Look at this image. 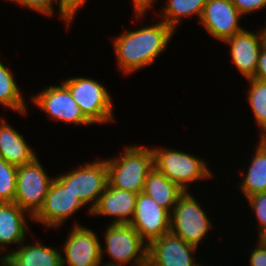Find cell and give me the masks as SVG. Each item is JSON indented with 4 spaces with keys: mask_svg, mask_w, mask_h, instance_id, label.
<instances>
[{
    "mask_svg": "<svg viewBox=\"0 0 266 266\" xmlns=\"http://www.w3.org/2000/svg\"><path fill=\"white\" fill-rule=\"evenodd\" d=\"M135 30L122 31L112 38L117 69L124 75L133 74L155 63L167 49L175 31L163 20Z\"/></svg>",
    "mask_w": 266,
    "mask_h": 266,
    "instance_id": "obj_1",
    "label": "cell"
},
{
    "mask_svg": "<svg viewBox=\"0 0 266 266\" xmlns=\"http://www.w3.org/2000/svg\"><path fill=\"white\" fill-rule=\"evenodd\" d=\"M125 146L118 156L105 158L108 183L115 188L139 194L143 192L146 177L154 168L153 151L150 146L143 144Z\"/></svg>",
    "mask_w": 266,
    "mask_h": 266,
    "instance_id": "obj_2",
    "label": "cell"
},
{
    "mask_svg": "<svg viewBox=\"0 0 266 266\" xmlns=\"http://www.w3.org/2000/svg\"><path fill=\"white\" fill-rule=\"evenodd\" d=\"M154 155V167L183 191L200 180H209L214 173L207 161L194 154L173 148L151 146ZM211 170V171H210Z\"/></svg>",
    "mask_w": 266,
    "mask_h": 266,
    "instance_id": "obj_3",
    "label": "cell"
},
{
    "mask_svg": "<svg viewBox=\"0 0 266 266\" xmlns=\"http://www.w3.org/2000/svg\"><path fill=\"white\" fill-rule=\"evenodd\" d=\"M103 232L105 247L101 243V259L109 257L103 266H147L148 245L130 224H108Z\"/></svg>",
    "mask_w": 266,
    "mask_h": 266,
    "instance_id": "obj_4",
    "label": "cell"
},
{
    "mask_svg": "<svg viewBox=\"0 0 266 266\" xmlns=\"http://www.w3.org/2000/svg\"><path fill=\"white\" fill-rule=\"evenodd\" d=\"M61 82L69 89L82 113L93 125L114 124L116 119L112 96L103 82L86 76L68 77Z\"/></svg>",
    "mask_w": 266,
    "mask_h": 266,
    "instance_id": "obj_5",
    "label": "cell"
},
{
    "mask_svg": "<svg viewBox=\"0 0 266 266\" xmlns=\"http://www.w3.org/2000/svg\"><path fill=\"white\" fill-rule=\"evenodd\" d=\"M86 206L89 214L108 184L106 159L97 158L55 176Z\"/></svg>",
    "mask_w": 266,
    "mask_h": 266,
    "instance_id": "obj_6",
    "label": "cell"
},
{
    "mask_svg": "<svg viewBox=\"0 0 266 266\" xmlns=\"http://www.w3.org/2000/svg\"><path fill=\"white\" fill-rule=\"evenodd\" d=\"M191 193L185 191L176 202L170 216V231L198 247L207 238L208 231L213 230L214 224L211 223L206 208Z\"/></svg>",
    "mask_w": 266,
    "mask_h": 266,
    "instance_id": "obj_7",
    "label": "cell"
},
{
    "mask_svg": "<svg viewBox=\"0 0 266 266\" xmlns=\"http://www.w3.org/2000/svg\"><path fill=\"white\" fill-rule=\"evenodd\" d=\"M38 156L17 169L14 202L34 217L42 208L55 176H49Z\"/></svg>",
    "mask_w": 266,
    "mask_h": 266,
    "instance_id": "obj_8",
    "label": "cell"
},
{
    "mask_svg": "<svg viewBox=\"0 0 266 266\" xmlns=\"http://www.w3.org/2000/svg\"><path fill=\"white\" fill-rule=\"evenodd\" d=\"M31 103L47 114L52 120L75 126L93 125L82 113L79 105L73 99L69 89L61 82V85L43 87L31 97ZM77 124V125H76Z\"/></svg>",
    "mask_w": 266,
    "mask_h": 266,
    "instance_id": "obj_9",
    "label": "cell"
},
{
    "mask_svg": "<svg viewBox=\"0 0 266 266\" xmlns=\"http://www.w3.org/2000/svg\"><path fill=\"white\" fill-rule=\"evenodd\" d=\"M92 229L75 221L61 252L62 266H103L101 240Z\"/></svg>",
    "mask_w": 266,
    "mask_h": 266,
    "instance_id": "obj_10",
    "label": "cell"
},
{
    "mask_svg": "<svg viewBox=\"0 0 266 266\" xmlns=\"http://www.w3.org/2000/svg\"><path fill=\"white\" fill-rule=\"evenodd\" d=\"M84 207L85 205L68 187H65L55 177L49 187L42 208L33 217L32 222L41 223L48 229H57Z\"/></svg>",
    "mask_w": 266,
    "mask_h": 266,
    "instance_id": "obj_11",
    "label": "cell"
},
{
    "mask_svg": "<svg viewBox=\"0 0 266 266\" xmlns=\"http://www.w3.org/2000/svg\"><path fill=\"white\" fill-rule=\"evenodd\" d=\"M197 248L169 231L148 245L147 266H201L195 259Z\"/></svg>",
    "mask_w": 266,
    "mask_h": 266,
    "instance_id": "obj_12",
    "label": "cell"
},
{
    "mask_svg": "<svg viewBox=\"0 0 266 266\" xmlns=\"http://www.w3.org/2000/svg\"><path fill=\"white\" fill-rule=\"evenodd\" d=\"M242 18L232 0H207L198 22L212 38L224 42L244 29Z\"/></svg>",
    "mask_w": 266,
    "mask_h": 266,
    "instance_id": "obj_13",
    "label": "cell"
},
{
    "mask_svg": "<svg viewBox=\"0 0 266 266\" xmlns=\"http://www.w3.org/2000/svg\"><path fill=\"white\" fill-rule=\"evenodd\" d=\"M171 213L144 192L137 196L134 217L130 225L139 233L141 239L149 245L170 231Z\"/></svg>",
    "mask_w": 266,
    "mask_h": 266,
    "instance_id": "obj_14",
    "label": "cell"
},
{
    "mask_svg": "<svg viewBox=\"0 0 266 266\" xmlns=\"http://www.w3.org/2000/svg\"><path fill=\"white\" fill-rule=\"evenodd\" d=\"M253 31L244 28L223 42L229 46L231 62L245 79L255 75L261 48L266 43L263 28L257 33Z\"/></svg>",
    "mask_w": 266,
    "mask_h": 266,
    "instance_id": "obj_15",
    "label": "cell"
},
{
    "mask_svg": "<svg viewBox=\"0 0 266 266\" xmlns=\"http://www.w3.org/2000/svg\"><path fill=\"white\" fill-rule=\"evenodd\" d=\"M138 194L121 190L107 184L97 204L91 210L92 216L112 217L111 224H130L134 217Z\"/></svg>",
    "mask_w": 266,
    "mask_h": 266,
    "instance_id": "obj_16",
    "label": "cell"
},
{
    "mask_svg": "<svg viewBox=\"0 0 266 266\" xmlns=\"http://www.w3.org/2000/svg\"><path fill=\"white\" fill-rule=\"evenodd\" d=\"M25 216L33 221V217L15 202H0V259L9 253L10 244L20 245L29 237V222Z\"/></svg>",
    "mask_w": 266,
    "mask_h": 266,
    "instance_id": "obj_17",
    "label": "cell"
},
{
    "mask_svg": "<svg viewBox=\"0 0 266 266\" xmlns=\"http://www.w3.org/2000/svg\"><path fill=\"white\" fill-rule=\"evenodd\" d=\"M25 242L4 257L9 266H62L58 248L43 245L38 239L34 244Z\"/></svg>",
    "mask_w": 266,
    "mask_h": 266,
    "instance_id": "obj_18",
    "label": "cell"
},
{
    "mask_svg": "<svg viewBox=\"0 0 266 266\" xmlns=\"http://www.w3.org/2000/svg\"><path fill=\"white\" fill-rule=\"evenodd\" d=\"M0 117V158L16 167L32 162L37 153L7 119Z\"/></svg>",
    "mask_w": 266,
    "mask_h": 266,
    "instance_id": "obj_19",
    "label": "cell"
},
{
    "mask_svg": "<svg viewBox=\"0 0 266 266\" xmlns=\"http://www.w3.org/2000/svg\"><path fill=\"white\" fill-rule=\"evenodd\" d=\"M258 145L254 154L251 156L248 169L245 172L240 171L239 175L242 176V181L238 183L239 190L244 195L245 199L255 193L266 191V138H258Z\"/></svg>",
    "mask_w": 266,
    "mask_h": 266,
    "instance_id": "obj_20",
    "label": "cell"
},
{
    "mask_svg": "<svg viewBox=\"0 0 266 266\" xmlns=\"http://www.w3.org/2000/svg\"><path fill=\"white\" fill-rule=\"evenodd\" d=\"M143 192L171 213L185 191L154 167L146 177Z\"/></svg>",
    "mask_w": 266,
    "mask_h": 266,
    "instance_id": "obj_21",
    "label": "cell"
},
{
    "mask_svg": "<svg viewBox=\"0 0 266 266\" xmlns=\"http://www.w3.org/2000/svg\"><path fill=\"white\" fill-rule=\"evenodd\" d=\"M0 59V105L21 116L27 115L28 107L24 95L17 85L11 68Z\"/></svg>",
    "mask_w": 266,
    "mask_h": 266,
    "instance_id": "obj_22",
    "label": "cell"
},
{
    "mask_svg": "<svg viewBox=\"0 0 266 266\" xmlns=\"http://www.w3.org/2000/svg\"><path fill=\"white\" fill-rule=\"evenodd\" d=\"M207 0H167L162 7L159 18L174 31L182 24L183 19L197 16L200 20ZM181 23V24H180Z\"/></svg>",
    "mask_w": 266,
    "mask_h": 266,
    "instance_id": "obj_23",
    "label": "cell"
},
{
    "mask_svg": "<svg viewBox=\"0 0 266 266\" xmlns=\"http://www.w3.org/2000/svg\"><path fill=\"white\" fill-rule=\"evenodd\" d=\"M246 99L259 128V137L266 138V81L249 78Z\"/></svg>",
    "mask_w": 266,
    "mask_h": 266,
    "instance_id": "obj_24",
    "label": "cell"
},
{
    "mask_svg": "<svg viewBox=\"0 0 266 266\" xmlns=\"http://www.w3.org/2000/svg\"><path fill=\"white\" fill-rule=\"evenodd\" d=\"M7 2H11L16 4L17 6H22V8H26L28 10H32L35 13L42 14L43 16L46 15L45 17H53L55 14L54 12V5L58 4V18H60L64 23L67 29H70V25L72 26V23L74 22L71 21L60 9V3L59 0H5ZM71 23V24H70Z\"/></svg>",
    "mask_w": 266,
    "mask_h": 266,
    "instance_id": "obj_25",
    "label": "cell"
},
{
    "mask_svg": "<svg viewBox=\"0 0 266 266\" xmlns=\"http://www.w3.org/2000/svg\"><path fill=\"white\" fill-rule=\"evenodd\" d=\"M18 167L0 158V202H14Z\"/></svg>",
    "mask_w": 266,
    "mask_h": 266,
    "instance_id": "obj_26",
    "label": "cell"
},
{
    "mask_svg": "<svg viewBox=\"0 0 266 266\" xmlns=\"http://www.w3.org/2000/svg\"><path fill=\"white\" fill-rule=\"evenodd\" d=\"M248 202L249 209L254 212L256 216L255 219L256 228L258 229L257 232L260 233L261 231L266 229V191L261 193H255L248 198H246Z\"/></svg>",
    "mask_w": 266,
    "mask_h": 266,
    "instance_id": "obj_27",
    "label": "cell"
},
{
    "mask_svg": "<svg viewBox=\"0 0 266 266\" xmlns=\"http://www.w3.org/2000/svg\"><path fill=\"white\" fill-rule=\"evenodd\" d=\"M232 3L243 17L266 8V0H232Z\"/></svg>",
    "mask_w": 266,
    "mask_h": 266,
    "instance_id": "obj_28",
    "label": "cell"
},
{
    "mask_svg": "<svg viewBox=\"0 0 266 266\" xmlns=\"http://www.w3.org/2000/svg\"><path fill=\"white\" fill-rule=\"evenodd\" d=\"M87 0H59L60 9L72 21ZM81 8V9H80Z\"/></svg>",
    "mask_w": 266,
    "mask_h": 266,
    "instance_id": "obj_29",
    "label": "cell"
},
{
    "mask_svg": "<svg viewBox=\"0 0 266 266\" xmlns=\"http://www.w3.org/2000/svg\"><path fill=\"white\" fill-rule=\"evenodd\" d=\"M157 2V0H132L133 3V13H134V19H132L133 22H137V20L142 19L145 17L147 12L150 11V9L153 10L154 4ZM150 8V9H149Z\"/></svg>",
    "mask_w": 266,
    "mask_h": 266,
    "instance_id": "obj_30",
    "label": "cell"
},
{
    "mask_svg": "<svg viewBox=\"0 0 266 266\" xmlns=\"http://www.w3.org/2000/svg\"><path fill=\"white\" fill-rule=\"evenodd\" d=\"M256 247H251L249 254V266H266V247L256 241Z\"/></svg>",
    "mask_w": 266,
    "mask_h": 266,
    "instance_id": "obj_31",
    "label": "cell"
},
{
    "mask_svg": "<svg viewBox=\"0 0 266 266\" xmlns=\"http://www.w3.org/2000/svg\"><path fill=\"white\" fill-rule=\"evenodd\" d=\"M252 78L266 81V43L261 48L257 69Z\"/></svg>",
    "mask_w": 266,
    "mask_h": 266,
    "instance_id": "obj_32",
    "label": "cell"
},
{
    "mask_svg": "<svg viewBox=\"0 0 266 266\" xmlns=\"http://www.w3.org/2000/svg\"><path fill=\"white\" fill-rule=\"evenodd\" d=\"M258 238L256 241H258L262 246L266 247V229L261 231L260 233H257Z\"/></svg>",
    "mask_w": 266,
    "mask_h": 266,
    "instance_id": "obj_33",
    "label": "cell"
},
{
    "mask_svg": "<svg viewBox=\"0 0 266 266\" xmlns=\"http://www.w3.org/2000/svg\"><path fill=\"white\" fill-rule=\"evenodd\" d=\"M0 266H9L8 263L2 258L0 259Z\"/></svg>",
    "mask_w": 266,
    "mask_h": 266,
    "instance_id": "obj_34",
    "label": "cell"
},
{
    "mask_svg": "<svg viewBox=\"0 0 266 266\" xmlns=\"http://www.w3.org/2000/svg\"><path fill=\"white\" fill-rule=\"evenodd\" d=\"M265 25H266V23H265ZM264 25V27H263V31H264V34H265V40H266V26Z\"/></svg>",
    "mask_w": 266,
    "mask_h": 266,
    "instance_id": "obj_35",
    "label": "cell"
}]
</instances>
